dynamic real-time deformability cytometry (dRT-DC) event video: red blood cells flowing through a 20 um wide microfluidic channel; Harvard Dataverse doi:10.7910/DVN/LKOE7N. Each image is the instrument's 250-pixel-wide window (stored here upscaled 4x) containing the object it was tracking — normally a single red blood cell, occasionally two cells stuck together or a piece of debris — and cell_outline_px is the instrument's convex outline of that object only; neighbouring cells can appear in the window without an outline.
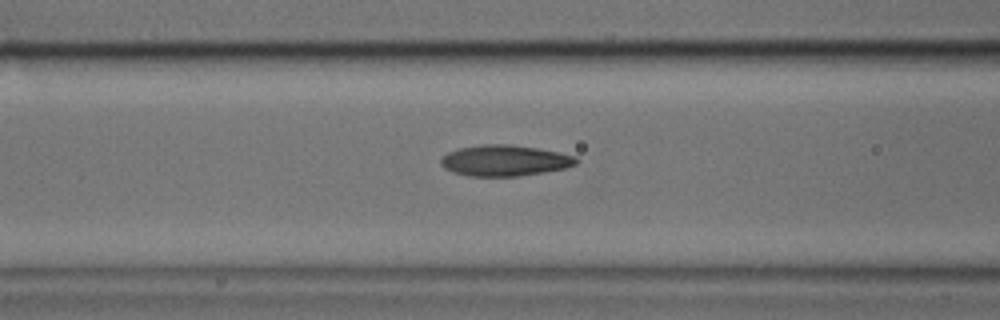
{"species": "common noctule bat (a hibernating species)", "species_latin": "Nyctalus noctula", "temperature_condition": "cold", "stored_images_in_passage": 32, "camera_frame_rate_fps": 3000, "um_per_image_px": 0.085, "animal": {"sex": "male", "body_mass_g": 17.9, "forearm_length_mm": 54.2}, "frame": {"image": 1, "passage_image": 12, "time_ms": 3.667, "image_size_px": [1000, 320], "cell_outline_px": [[580, 160], [576, 164], [564, 168], [544, 172], [516, 176], [468, 176], [452, 172], [444, 168], [440, 164], [440, 160], [448, 152], [460, 148], [484, 144], [512, 144], [536, 148], [576, 156]], "centroid_in_image_um": [42.88, 13.65], "position_along_channel_um": 123.7, "area_um2": 24.33}}
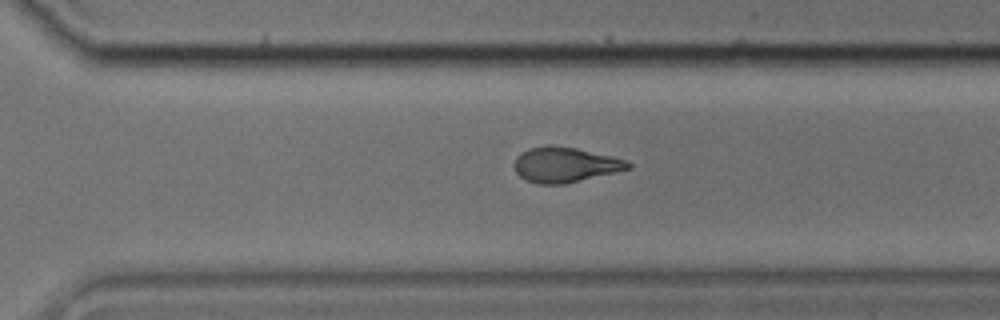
{"frame": {"image": 2, "passage_image": 27, "time_ms": 8.667, "image_size_px": [1000, 320], "cell_outline_px": [[632, 168], [616, 172], [564, 184], [536, 184], [524, 180], [516, 172], [516, 156], [520, 152], [528, 148], [548, 144], [576, 148], [612, 156], [624, 160], [632, 164]], "centroid_in_image_um": [48.01, 14.0], "position_along_channel_um": 322.6, "area_um2": 23.35}}
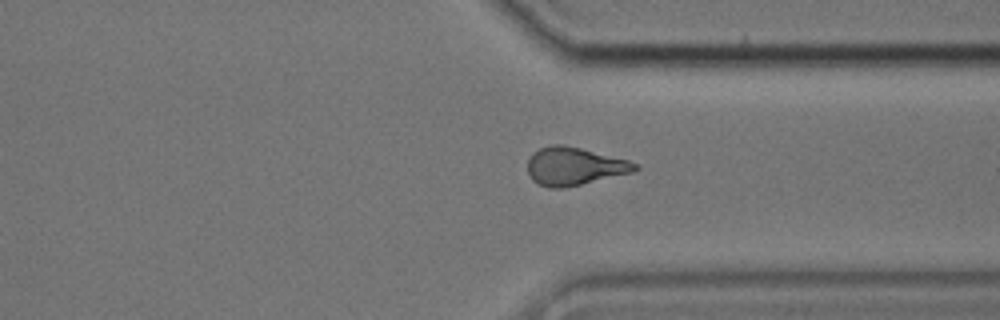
{"frame": {"image": 3, "passage_image": 30, "time_ms": 9.667, "image_size_px": [1000, 320], "cell_outline_px": [[640, 168], [632, 172], [580, 184], [560, 188], [548, 188], [536, 184], [528, 176], [528, 160], [532, 152], [540, 148], [552, 144], [564, 144], [628, 160], [640, 164]], "centroid_in_image_um": [48.78, 14.13], "position_along_channel_um": 362.6, "area_um2": 23.76}}